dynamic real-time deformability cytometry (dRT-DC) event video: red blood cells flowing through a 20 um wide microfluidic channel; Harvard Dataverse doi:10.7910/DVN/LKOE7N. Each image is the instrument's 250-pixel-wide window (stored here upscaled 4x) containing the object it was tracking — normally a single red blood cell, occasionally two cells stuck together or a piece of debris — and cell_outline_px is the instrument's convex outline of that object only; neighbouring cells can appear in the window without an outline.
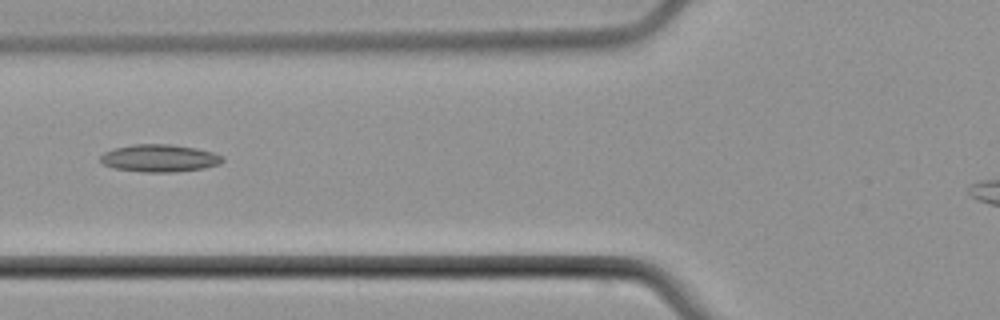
{"species": "common noctule bat (a hibernating species)", "species_latin": "Nyctalus noctula", "temperature_condition": "cold", "stored_images_in_passage": 6, "camera_frame_rate_fps": 3000, "um_per_image_px": 0.085, "animal": {"sex": "male", "body_mass_g": 21.5, "forearm_length_mm": 52.0}, "frame": {"image": 1, "passage_image": 6, "time_ms": 6.0, "image_size_px": [1000, 320], "cell_outline_px": [[224, 160], [220, 164], [204, 168], [172, 172], [144, 172], [112, 168], [104, 164], [100, 160], [100, 156], [104, 152], [116, 148], [132, 144], [172, 144], [196, 148], [212, 152], [224, 156]], "centroid_in_image_um": [13.57, 13.44], "position_along_channel_um": 112.2, "area_um2": 19.59}}